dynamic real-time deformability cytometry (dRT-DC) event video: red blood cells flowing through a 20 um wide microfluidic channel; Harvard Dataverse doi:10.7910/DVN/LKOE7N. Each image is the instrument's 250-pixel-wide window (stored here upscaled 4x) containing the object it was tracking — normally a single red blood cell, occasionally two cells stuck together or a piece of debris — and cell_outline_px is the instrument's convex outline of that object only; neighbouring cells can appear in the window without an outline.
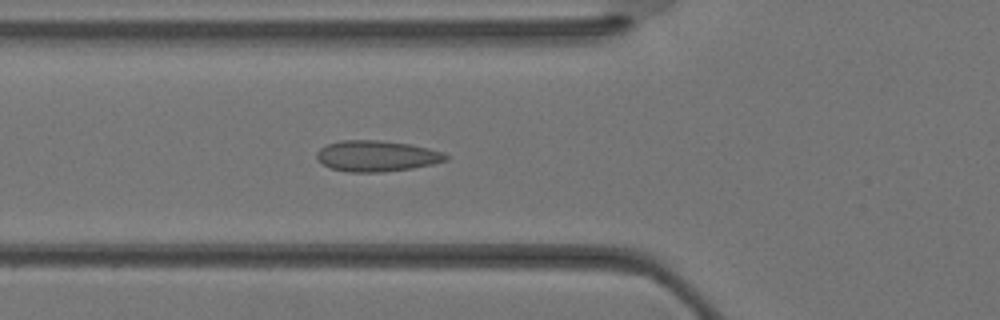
{"species": "Egyptian fruit bat (a non-hibernating species)", "species_latin": "Rousettus aegyptiacus", "temperature_condition": "warm", "stored_images_in_passage": 36, "segment_of_instrument_passage": [1, 2], "camera_frame_rate_fps": 3000, "um_per_image_px": 0.085, "animal": {"sex": "female"}, "frame": {"image": 1, "passage_image": 12, "time_ms": 3.667, "image_size_px": [1000, 320], "cell_outline_px": [[452, 156], [448, 160], [432, 164], [412, 168], [384, 172], [348, 172], [332, 168], [316, 160], [316, 152], [320, 148], [328, 144], [340, 140], [380, 140], [412, 144], [444, 152]], "centroid_in_image_um": [32.05, 13.25], "position_along_channel_um": 93.7, "area_um2": 23.52}}
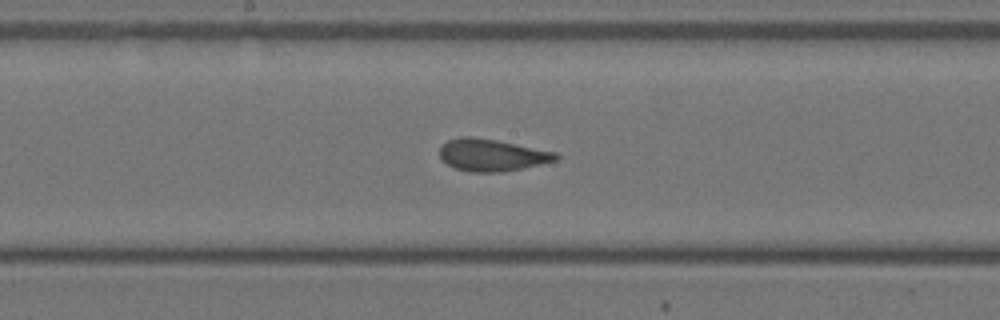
{"frame": {"image": 2, "passage_image": 18, "time_ms": 5.667, "image_size_px": [1000, 320], "cell_outline_px": [[560, 156], [556, 160], [524, 168], [500, 172], [468, 172], [456, 168], [448, 164], [440, 156], [440, 148], [448, 140], [460, 136], [472, 136], [496, 140], [556, 152]], "centroid_in_image_um": [41.81, 13.18], "position_along_channel_um": 206.4, "area_um2": 21.56}}
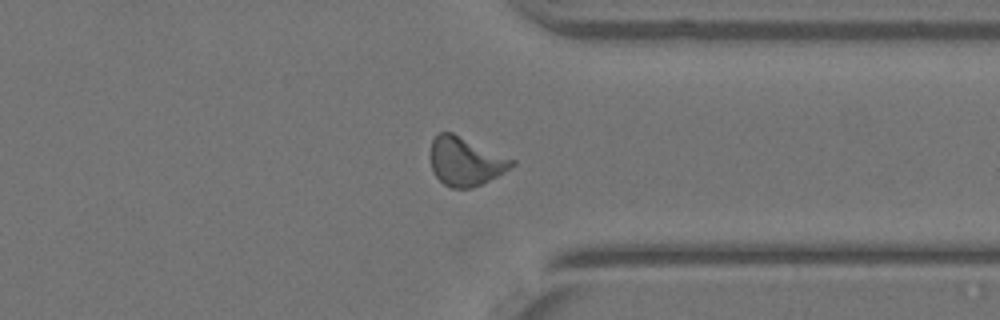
{"frame": {"image": 3, "passage_image": 27, "time_ms": 8.667, "image_size_px": [1000, 320], "cell_outline_px": [[516, 164], [504, 172], [472, 188], [452, 188], [444, 184], [436, 176], [432, 168], [428, 156], [428, 152], [432, 140], [440, 132], [452, 132], [516, 160]], "centroid_in_image_um": [39.53, 13.7], "position_along_channel_um": 371.9, "area_um2": 23.12}}